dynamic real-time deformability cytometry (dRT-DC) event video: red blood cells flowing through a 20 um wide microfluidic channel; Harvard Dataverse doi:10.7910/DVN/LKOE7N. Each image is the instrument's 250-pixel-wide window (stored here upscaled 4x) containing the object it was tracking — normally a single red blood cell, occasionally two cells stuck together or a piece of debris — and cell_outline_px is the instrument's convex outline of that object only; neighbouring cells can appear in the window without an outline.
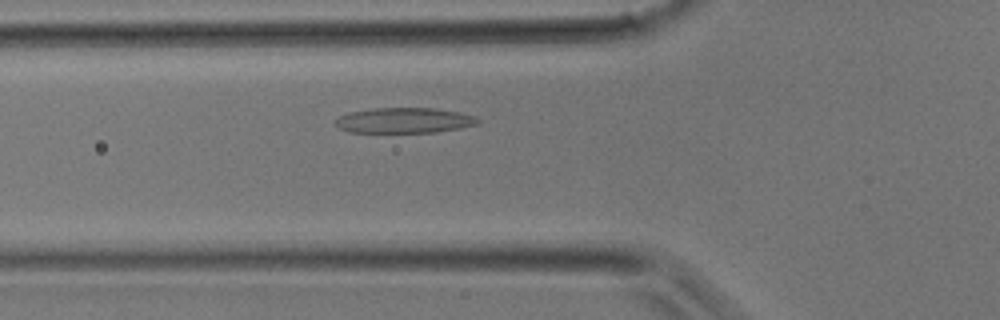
{"species": "common noctule bat (a hibernating species)", "species_latin": "Nyctalus noctula", "temperature_condition": "room temperature", "stored_images_in_passage": 31, "camera_frame_rate_fps": 3000, "um_per_image_px": 0.085, "animal": {"sex": "male", "body_mass_g": 17.9}, "frame": {"image": 1, "passage_image": 8, "time_ms": 2.333, "image_size_px": [1000, 320], "cell_outline_px": [[480, 124], [460, 128], [432, 132], [348, 132], [336, 128], [332, 120], [348, 112], [372, 108], [436, 108], [460, 112], [476, 116], [480, 120]], "centroid_in_image_um": [34.32, 10.23], "position_along_channel_um": 91.5, "area_um2": 21.39}}
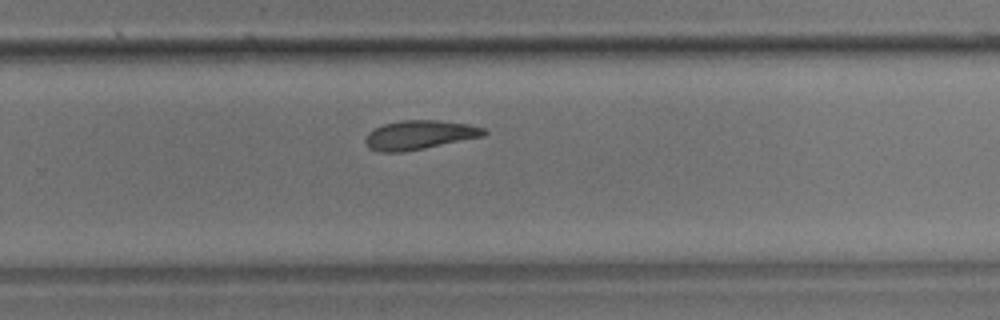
{"frame": {"image": 2, "passage_image": 19, "time_ms": 6.0, "image_size_px": [1000, 320], "cell_outline_px": [[488, 132], [484, 136], [404, 152], [380, 152], [368, 148], [364, 140], [368, 132], [372, 128], [384, 124], [404, 120], [436, 120], [468, 124], [484, 128]], "centroid_in_image_um": [35.62, 11.47], "position_along_channel_um": 294.2, "area_um2": 20.11}}
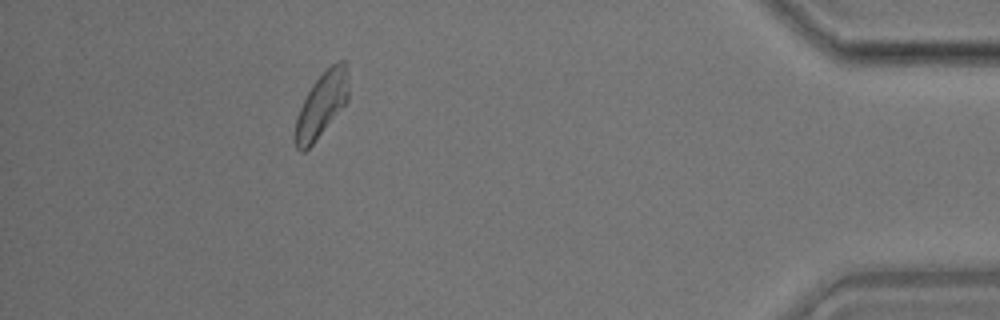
{"frame": {"image": 3, "passage_image": 28, "time_ms": 9.0, "image_size_px": [1000, 320], "cell_outline_px": [[348, 100], [312, 144], [304, 152], [300, 152], [296, 148], [296, 120], [300, 108], [312, 84], [332, 64], [340, 60], [344, 60], [348, 84]], "centroid_in_image_um": [27.33, 8.9], "position_along_channel_um": 407.9, "area_um2": 19.31}}